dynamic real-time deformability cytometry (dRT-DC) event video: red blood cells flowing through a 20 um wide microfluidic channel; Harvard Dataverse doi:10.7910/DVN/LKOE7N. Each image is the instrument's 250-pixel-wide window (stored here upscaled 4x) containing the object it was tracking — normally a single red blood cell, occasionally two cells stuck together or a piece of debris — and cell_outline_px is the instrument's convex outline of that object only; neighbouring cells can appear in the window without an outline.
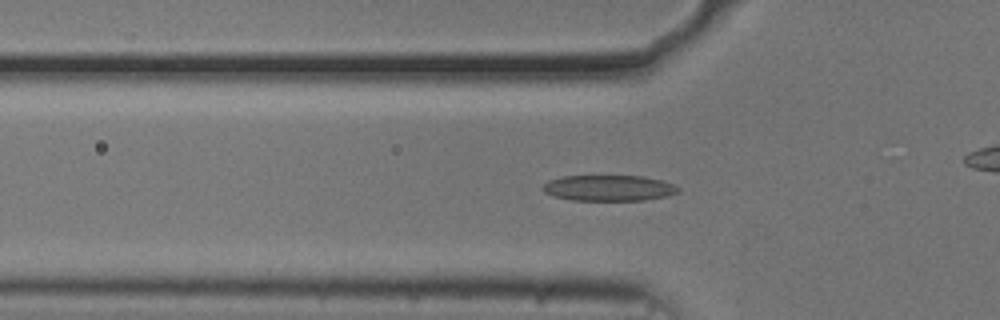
{"species": "common noctule bat (a hibernating species)", "species_latin": "Nyctalus noctula", "temperature_condition": "cold", "stored_images_in_passage": 32, "camera_frame_rate_fps": 3000, "um_per_image_px": 0.085, "animal": {"sex": "male", "body_mass_g": 20.5, "forearm_length_mm": 52.5}, "frame": {"image": 1, "passage_image": 5, "time_ms": 1.333, "image_size_px": [1000, 320], "cell_outline_px": [[680, 192], [668, 196], [644, 200], [572, 200], [556, 196], [544, 192], [540, 188], [548, 180], [564, 176], [644, 176], [660, 180], [672, 184], [680, 188]], "centroid_in_image_um": [51.76, 15.98], "position_along_channel_um": 74.0, "area_um2": 20.35}}
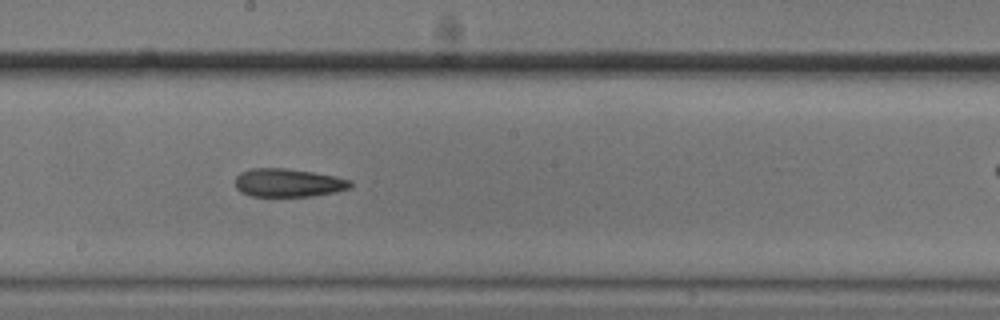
{"frame": {"image": 2, "passage_image": 17, "time_ms": 5.333, "image_size_px": [1000, 320], "cell_outline_px": [[352, 184], [348, 188], [336, 192], [312, 196], [252, 196], [240, 192], [236, 188], [236, 176], [240, 172], [252, 168], [284, 168], [312, 172], [336, 176], [352, 180]], "centroid_in_image_um": [24.49, 15.53], "position_along_channel_um": 223.7, "area_um2": 19.02}}
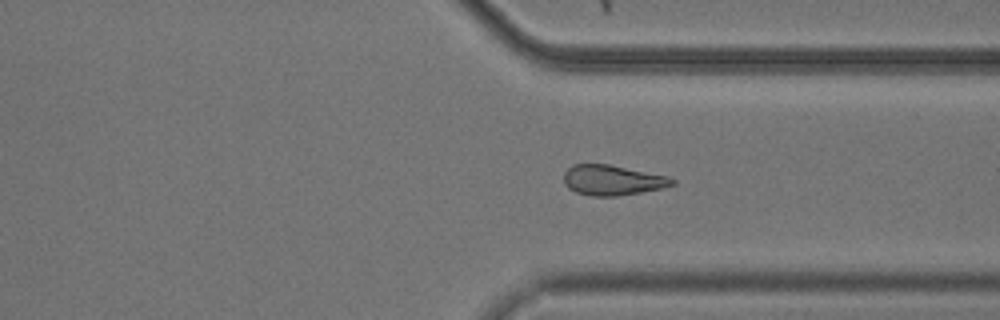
{"frame": {"image": 3, "passage_image": 28, "time_ms": 9.0, "image_size_px": [1000, 320], "cell_outline_px": [[676, 184], [664, 188], [616, 196], [592, 196], [576, 192], [568, 188], [564, 184], [564, 172], [572, 164], [608, 164], [668, 176], [676, 180]], "centroid_in_image_um": [52.06, 15.31], "position_along_channel_um": 359.3, "area_um2": 19.13}}